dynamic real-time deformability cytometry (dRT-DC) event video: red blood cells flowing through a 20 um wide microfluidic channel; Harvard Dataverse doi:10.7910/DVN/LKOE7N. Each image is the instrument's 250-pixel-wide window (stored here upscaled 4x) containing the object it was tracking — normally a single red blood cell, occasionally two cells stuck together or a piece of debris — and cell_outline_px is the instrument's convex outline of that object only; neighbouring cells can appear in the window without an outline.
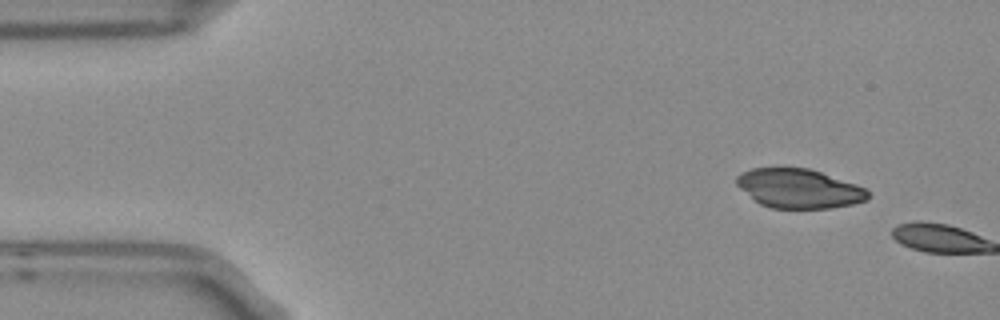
{"species": "Egyptian fruit bat (a non-hibernating species)", "species_latin": "Rousettus aegyptiacus", "temperature_condition": "room temperature", "stored_images_in_passage": 2, "camera_frame_rate_fps": 3000, "um_per_image_px": 0.085, "frame": {"image": 1, "passage_image": 1, "time_ms": 0.0, "image_size_px": [1000, 320], "cell_outline_px": [[868, 200], [852, 204], [828, 208], [772, 208], [760, 204], [740, 188], [736, 184], [736, 176], [740, 172], [752, 168], [808, 168], [856, 184], [864, 188], [868, 192]], "centroid_in_image_um": [67.89, 16.02], "position_along_channel_um": 17.1, "area_um2": 29.77}}